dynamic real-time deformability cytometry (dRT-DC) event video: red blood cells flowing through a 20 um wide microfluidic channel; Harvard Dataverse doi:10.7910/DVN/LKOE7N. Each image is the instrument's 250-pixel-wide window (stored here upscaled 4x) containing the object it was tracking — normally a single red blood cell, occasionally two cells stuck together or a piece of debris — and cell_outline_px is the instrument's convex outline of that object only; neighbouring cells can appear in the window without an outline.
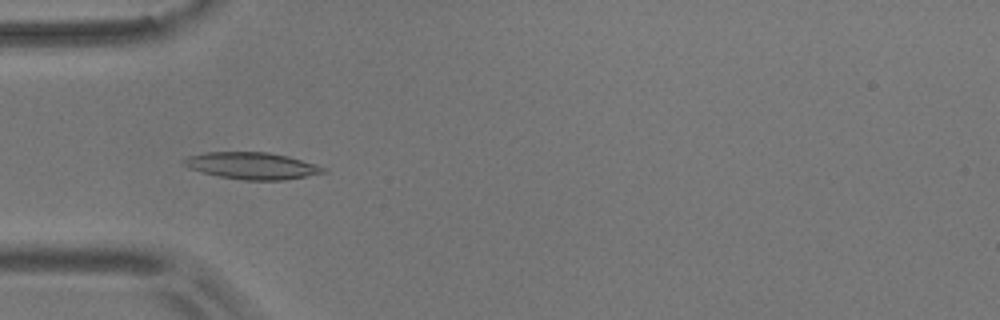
{"species": "common noctule bat (a hibernating species)", "species_latin": "Nyctalus noctula", "temperature_condition": "room temperature", "stored_images_in_passage": 55, "camera_frame_rate_fps": 3000, "um_per_image_px": 0.085, "animal": {"sex": "male", "body_mass_g": 17.9}, "frame": {"image": 1, "passage_image": 17, "time_ms": 5.333, "image_size_px": [1000, 320], "cell_outline_px": [[328, 172], [284, 180], [244, 180], [220, 176], [188, 168], [180, 164], [180, 160], [188, 156], [208, 152], [268, 152], [288, 156], [328, 168]], "centroid_in_image_um": [21.41, 14.08], "position_along_channel_um": 63.6, "area_um2": 21.85}}
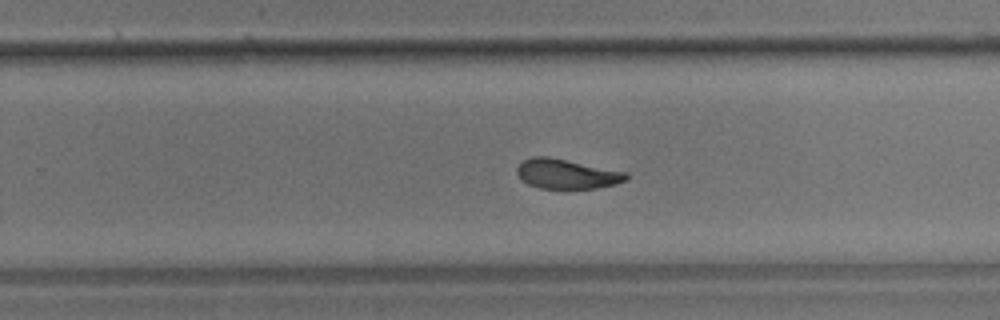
{"frame": {"image": 2, "passage_image": 35, "time_ms": 11.333, "image_size_px": [1000, 320], "cell_outline_px": [[628, 180], [616, 184], [596, 188], [540, 188], [528, 184], [520, 180], [516, 172], [516, 168], [524, 160], [532, 156], [548, 156], [628, 172]], "centroid_in_image_um": [48.17, 14.78], "position_along_channel_um": 281.6, "area_um2": 19.02}}
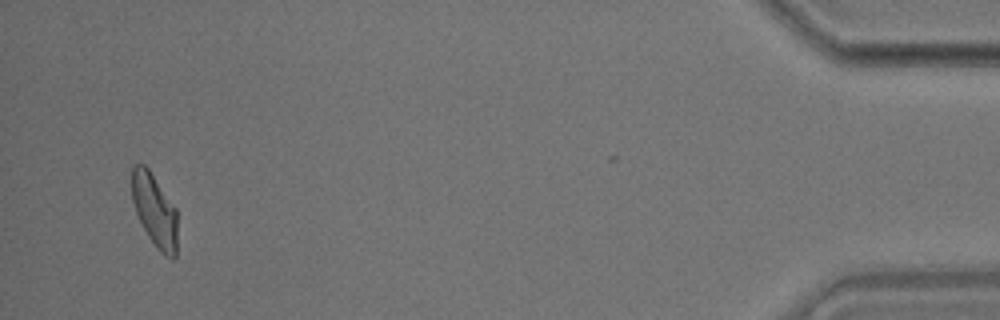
{"frame": {"image": 3, "passage_image": 53, "time_ms": 17.333, "image_size_px": [1000, 320], "cell_outline_px": [[176, 256], [172, 260], [164, 256], [156, 248], [148, 236], [136, 212], [132, 200], [132, 164], [144, 164], [148, 168], [176, 208]], "centroid_in_image_um": [13.14, 17.89], "position_along_channel_um": 422.1, "area_um2": 19.25}, "authors_computed_cell_mechanics": {"area_um2": 20.1722, "velocity_mm_per_s": 3.6548, "shape_relaxation_time_tau1_ms": 8.3934, "shape_relaxation_time_tau2_ms": 2.6964, "deformation_change_tau1": 0.1885, "deformation_change_tau2": 0.0867}}